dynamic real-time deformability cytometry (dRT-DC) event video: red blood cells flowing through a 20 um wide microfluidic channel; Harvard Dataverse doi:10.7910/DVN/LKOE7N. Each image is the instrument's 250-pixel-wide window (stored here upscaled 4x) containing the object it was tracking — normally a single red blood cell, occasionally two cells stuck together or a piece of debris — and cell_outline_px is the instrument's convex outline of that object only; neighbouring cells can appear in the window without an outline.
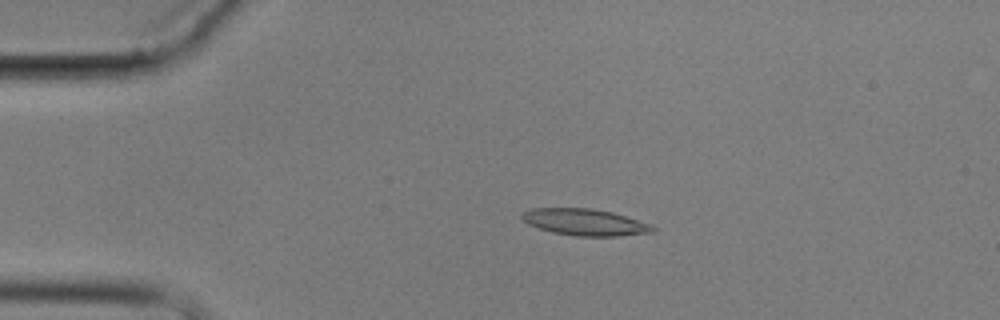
{"species": "common noctule bat (a hibernating species)", "species_latin": "Nyctalus noctula", "temperature_condition": "cold", "stored_images_in_passage": 13, "camera_frame_rate_fps": 3000, "um_per_image_px": 0.085, "animal": {"sex": "male", "body_mass_g": 17.9}, "frame": {"image": 1, "passage_image": 2, "time_ms": 1.333, "image_size_px": [1000, 320], "cell_outline_px": [[656, 232], [616, 236], [576, 236], [552, 232], [528, 224], [520, 216], [524, 212], [532, 208], [592, 208], [612, 212], [648, 224], [656, 228]], "centroid_in_image_um": [49.71, 18.88], "position_along_channel_um": 35.3, "area_um2": 20.06}}
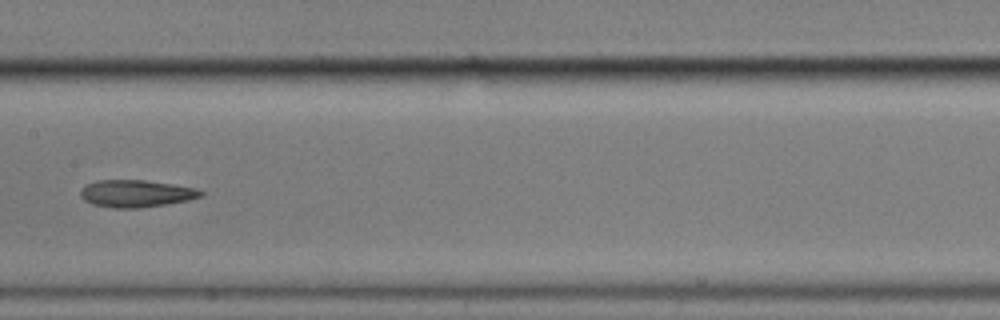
{"frame": {"image": 2, "passage_image": 6, "time_ms": 7.0, "image_size_px": [1000, 320], "cell_outline_px": [[204, 196], [188, 200], [140, 208], [112, 208], [92, 204], [84, 200], [80, 196], [80, 192], [88, 184], [96, 180], [144, 180], [172, 184], [196, 188], [204, 192]], "centroid_in_image_um": [11.58, 16.45], "position_along_channel_um": 195.8, "area_um2": 19.02}}
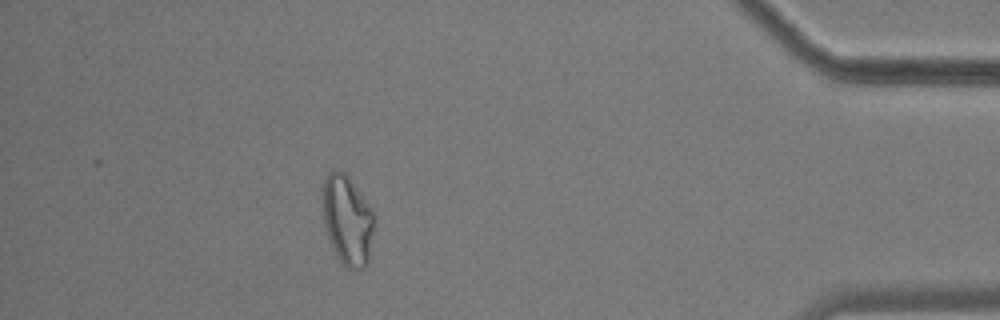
{"frame": {"image": 3, "passage_image": 12, "time_ms": 14.333, "image_size_px": [1000, 320], "cell_outline_px": [[372, 236], [368, 264], [360, 272], [356, 272], [344, 268], [328, 236], [324, 224], [324, 180], [328, 172], [332, 168], [336, 168], [344, 172], [348, 176], [372, 208]], "centroid_in_image_um": [29.54, 18.74], "position_along_channel_um": 405.7, "area_um2": 26.76}, "authors_computed_cell_mechanics": {"area_um2": 19.363, "velocity_mm_per_s": 3.5104, "shape_relaxation_time_tau1_ms": null, "shape_relaxation_time_tau2_ms": 4.1088, "deformation_change_tau1": null, "deformation_change_tau2": 0.1348}}